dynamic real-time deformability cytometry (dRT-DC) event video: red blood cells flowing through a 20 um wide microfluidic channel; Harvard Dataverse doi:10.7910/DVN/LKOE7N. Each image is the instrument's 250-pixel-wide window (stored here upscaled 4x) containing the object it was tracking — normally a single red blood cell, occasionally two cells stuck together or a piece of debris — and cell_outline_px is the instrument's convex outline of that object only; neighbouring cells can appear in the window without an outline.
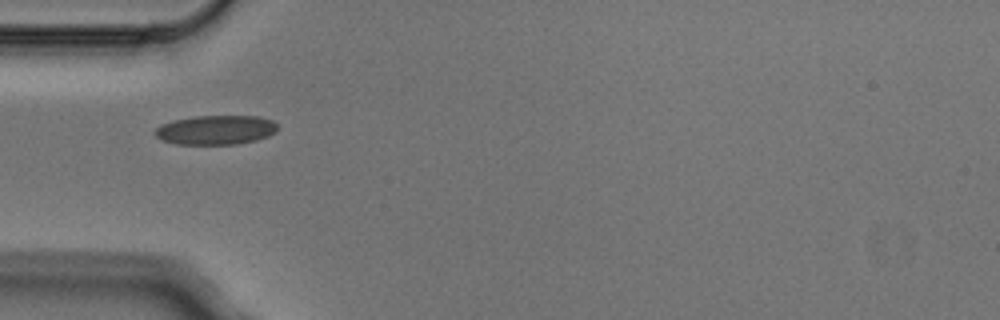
{"species": "Egyptian fruit bat (a non-hibernating species)", "species_latin": "Rousettus aegyptiacus", "temperature_condition": "cold", "stored_images_in_passage": 3, "camera_frame_rate_fps": 3000, "um_per_image_px": 0.085, "animal": {"sex": "male"}, "frame": {"image": 1, "passage_image": 1, "time_ms": 0.0, "image_size_px": [1000, 320], "cell_outline_px": [[276, 132], [268, 136], [256, 140], [236, 144], [176, 144], [160, 140], [152, 132], [160, 124], [176, 120], [196, 116], [260, 116], [272, 120], [276, 124]], "centroid_in_image_um": [18.32, 11.05], "position_along_channel_um": 66.7, "area_um2": 20.98}}
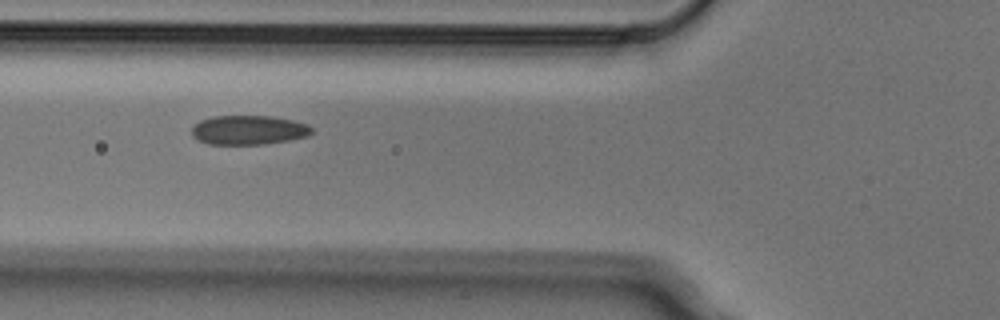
{"frame": {"image": 2, "passage_image": 2, "time_ms": 0.333, "image_size_px": [1000, 320], "cell_outline_px": [[312, 132], [308, 136], [288, 140], [264, 144], [208, 144], [192, 136], [192, 128], [200, 120], [212, 116], [272, 116], [292, 120], [308, 124], [312, 128]], "centroid_in_image_um": [21.14, 11.05], "position_along_channel_um": 104.7, "area_um2": 20.4}}
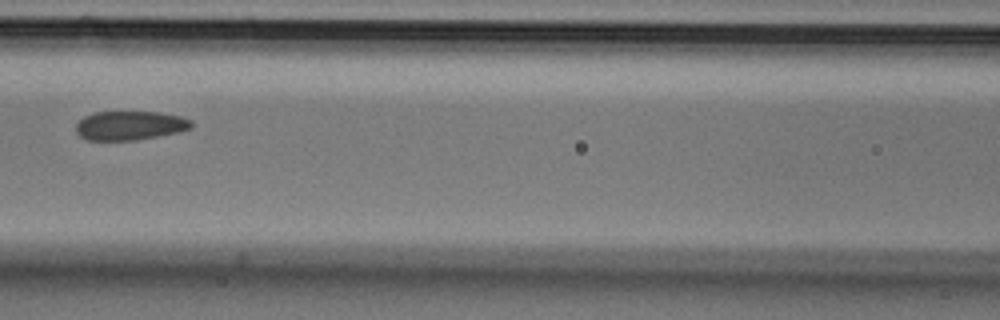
{"frame": {"image": 3, "passage_image": 3, "time_ms": 0.667, "image_size_px": [1000, 320], "cell_outline_px": [[192, 128], [176, 132], [136, 140], [88, 140], [80, 136], [76, 132], [76, 124], [84, 116], [92, 112], [160, 112], [180, 116], [192, 120]], "centroid_in_image_um": [11.02, 10.66], "position_along_channel_um": 155.6, "area_um2": 19.48}}